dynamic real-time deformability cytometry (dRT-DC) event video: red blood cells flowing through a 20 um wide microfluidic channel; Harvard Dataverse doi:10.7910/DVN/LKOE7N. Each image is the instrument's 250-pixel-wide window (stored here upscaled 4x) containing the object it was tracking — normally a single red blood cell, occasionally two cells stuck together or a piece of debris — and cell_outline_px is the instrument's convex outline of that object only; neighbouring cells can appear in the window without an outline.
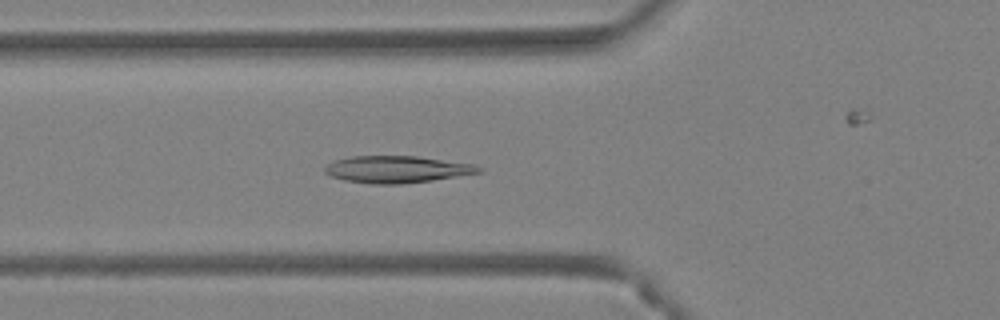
{"species": "Egyptian fruit bat (a non-hibernating species)", "species_latin": "Rousettus aegyptiacus", "temperature_condition": "warm", "stored_images_in_passage": 38, "camera_frame_rate_fps": 3000, "um_per_image_px": 0.085, "animal": {"sex": "female"}, "frame": {"image": 1, "passage_image": 8, "time_ms": 2.333, "image_size_px": [1000, 320], "cell_outline_px": [[484, 172], [432, 180], [400, 184], [372, 184], [344, 180], [332, 176], [324, 172], [324, 168], [328, 164], [336, 160], [352, 156], [416, 156], [476, 164], [484, 168]], "centroid_in_image_um": [33.79, 14.39], "position_along_channel_um": 92.0, "area_um2": 24.22}}
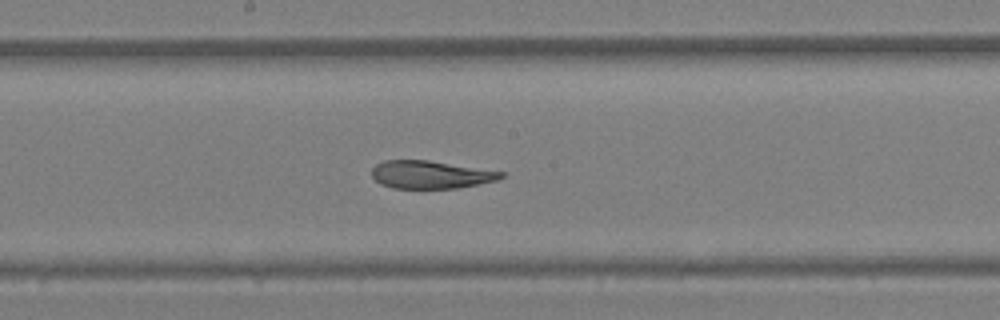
{"frame": {"image": 2, "passage_image": 16, "time_ms": 5.0, "image_size_px": [1000, 320], "cell_outline_px": [[504, 176], [496, 180], [456, 188], [392, 188], [380, 184], [372, 176], [372, 168], [376, 164], [384, 160], [428, 160], [504, 172]], "centroid_in_image_um": [36.55, 14.84], "position_along_channel_um": 211.6, "area_um2": 20.75}}
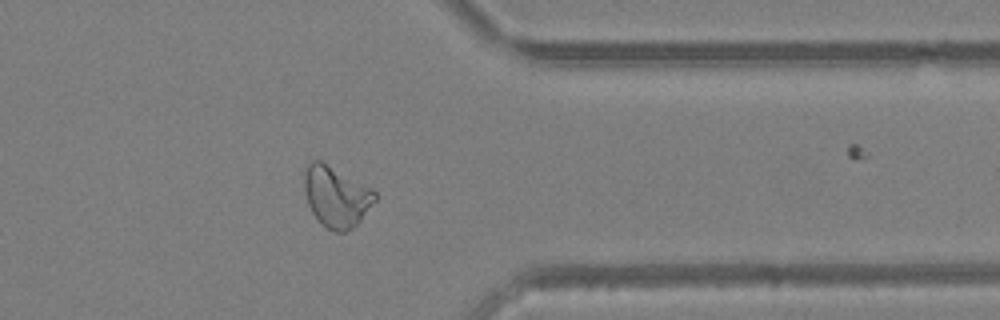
{"frame": {"image": 3, "passage_image": 28, "time_ms": 9.0, "image_size_px": [1000, 320], "cell_outline_px": [[376, 200], [360, 220], [352, 228], [344, 232], [336, 232], [324, 228], [312, 212], [308, 204], [304, 188], [304, 172], [308, 164], [312, 160], [320, 160], [372, 188], [376, 192]], "centroid_in_image_um": [28.57, 16.72], "position_along_channel_um": 382.8, "area_um2": 24.97}, "authors_computed_cell_mechanics": {"area_um2": 24.0448, "velocity_mm_per_s": 4.4814, "shape_relaxation_time_tau1_ms": 7.5639, "shape_relaxation_time_tau2_ms": 1.4808, "deformation_change_tau1": 0.2398, "deformation_change_tau2": 0.0832}}